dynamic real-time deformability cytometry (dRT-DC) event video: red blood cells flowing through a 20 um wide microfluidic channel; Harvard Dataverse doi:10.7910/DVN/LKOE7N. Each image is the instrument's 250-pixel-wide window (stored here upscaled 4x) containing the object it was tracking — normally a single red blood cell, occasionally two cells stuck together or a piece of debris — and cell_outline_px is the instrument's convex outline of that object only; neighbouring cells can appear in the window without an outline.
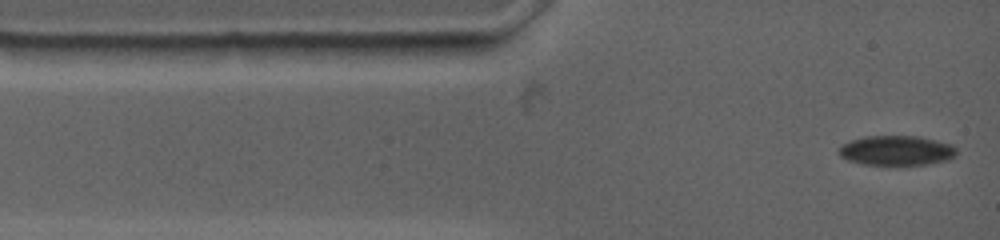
{"species": "common noctule bat (a hibernating species)", "species_latin": "Nyctalus noctula", "temperature_condition": "warm", "stored_images_in_passage": 40, "camera_frame_rate_fps": 4500, "um_per_image_px": 0.085, "animal": {"sex": "female", "body_mass_g": 19.0, "forearm_length_mm": 53.3}, "frame": {"image": 1, "passage_image": 1, "time_ms": 0.0, "image_size_px": [1000, 240], "cell_outline_px": [[956, 156], [948, 160], [924, 164], [868, 164], [848, 160], [840, 156], [840, 148], [844, 144], [852, 140], [864, 136], [920, 136], [952, 144], [956, 148]], "centroid_in_image_um": [76.26, 12.78], "position_along_channel_um": 8.7, "area_um2": 20.11}}
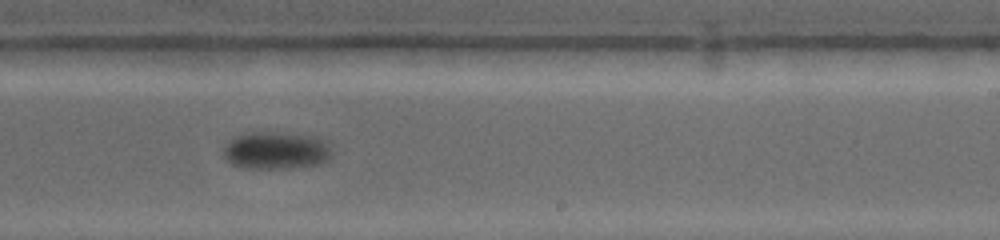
{"frame": {"image": 2, "passage_image": 18, "time_ms": 8.444, "image_size_px": [1000, 240], "cell_outline_px": [[328, 160], [316, 164], [288, 168], [256, 168], [232, 164], [224, 156], [224, 148], [236, 136], [252, 132], [272, 132], [312, 136], [328, 144]], "centroid_in_image_um": [23.43, 12.79], "position_along_channel_um": 265.6, "area_um2": 22.72}}
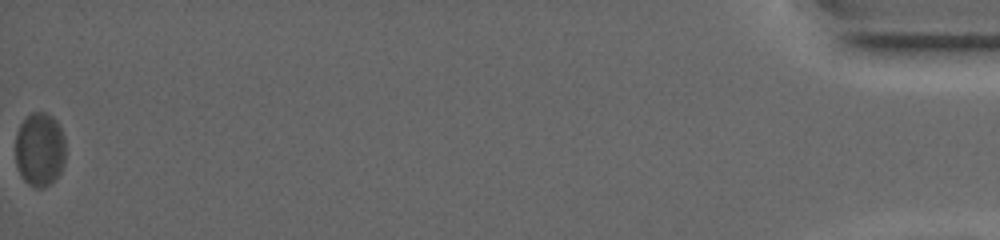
{"frame": {"image": 3, "passage_image": 40, "time_ms": 18.444, "image_size_px": [1000, 240], "cell_outline_px": [[64, 164], [60, 172], [44, 188], [32, 188], [20, 176], [16, 164], [16, 132], [20, 124], [32, 112], [44, 112], [52, 116], [60, 124], [64, 136]], "centroid_in_image_um": [3.37, 12.7], "position_along_channel_um": 431.8, "area_um2": 21.73}, "authors_computed_cell_mechanics": {"area_um2": 22.3108, "velocity_mm_per_s": 3.4832, "shape_relaxation_time_tau1_ms": 2.6011, "shape_relaxation_time_tau2_ms": null, "deformation_change_tau1": 0.0691, "deformation_change_tau2": null}}